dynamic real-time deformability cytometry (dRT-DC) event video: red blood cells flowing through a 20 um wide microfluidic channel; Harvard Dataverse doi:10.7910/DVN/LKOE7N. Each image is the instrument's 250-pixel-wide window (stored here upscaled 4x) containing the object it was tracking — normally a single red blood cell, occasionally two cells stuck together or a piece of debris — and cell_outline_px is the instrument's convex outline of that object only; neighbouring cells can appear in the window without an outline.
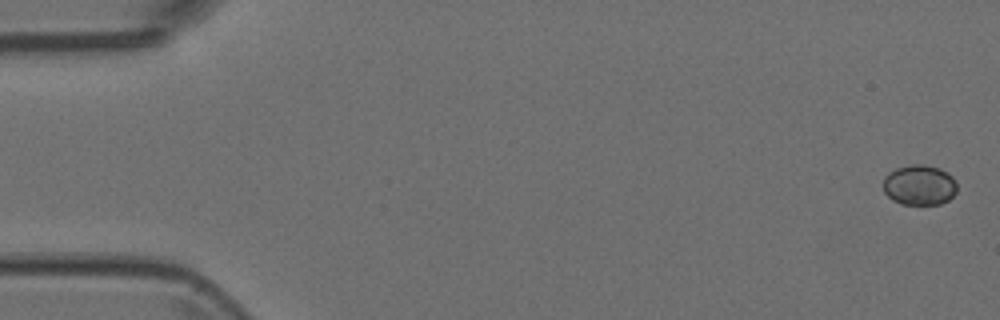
{"species": "Egyptian fruit bat (a non-hibernating species)", "species_latin": "Rousettus aegyptiacus", "temperature_condition": "room temperature", "stored_images_in_passage": 6, "camera_frame_rate_fps": 3000, "um_per_image_px": 0.085, "animal": {"sex": "female"}, "frame": {"image": 1, "passage_image": 1, "time_ms": 0.0, "image_size_px": [1000, 320], "cell_outline_px": [[956, 192], [948, 200], [940, 204], [900, 204], [892, 200], [884, 192], [884, 176], [888, 172], [896, 168], [908, 164], [924, 164], [940, 168], [948, 172], [952, 176], [956, 184]], "centroid_in_image_um": [78.14, 15.71], "position_along_channel_um": 6.9, "area_um2": 17.51}}
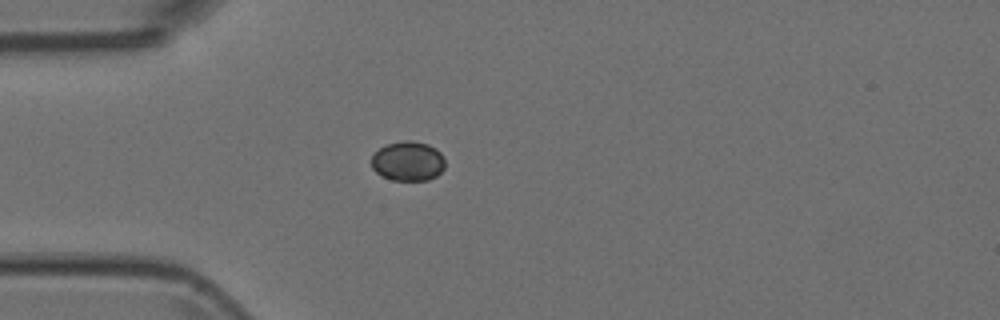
{"frame": {"image": 2, "passage_image": 5, "time_ms": 1.333, "image_size_px": [1000, 320], "cell_outline_px": [[444, 168], [436, 176], [428, 180], [392, 180], [376, 172], [372, 168], [372, 156], [380, 148], [388, 144], [404, 140], [412, 140], [428, 144], [436, 148], [444, 156]], "centroid_in_image_um": [34.7, 13.69], "position_along_channel_um": 50.3, "area_um2": 16.94}}